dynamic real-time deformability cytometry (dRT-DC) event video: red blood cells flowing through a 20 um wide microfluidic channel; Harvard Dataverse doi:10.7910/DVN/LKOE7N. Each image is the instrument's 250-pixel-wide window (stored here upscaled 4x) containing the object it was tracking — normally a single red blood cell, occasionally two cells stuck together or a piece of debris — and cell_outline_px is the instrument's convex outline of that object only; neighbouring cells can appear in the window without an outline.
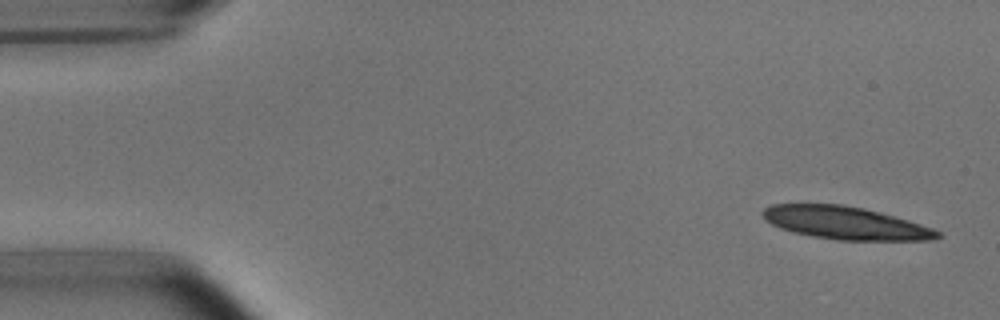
{"species": "common noctule bat (a hibernating species)", "species_latin": "Nyctalus noctula", "temperature_condition": "room temperature", "stored_images_in_passage": 5, "camera_frame_rate_fps": 3000, "um_per_image_px": 0.085, "animal": {"sex": "male", "body_mass_g": 15.6}, "frame": {"image": 1, "passage_image": 1, "time_ms": 0.0, "image_size_px": [1000, 320], "cell_outline_px": [[944, 236], [932, 240], [836, 240], [812, 236], [780, 228], [764, 220], [760, 212], [764, 208], [772, 204], [840, 204], [864, 208], [880, 212], [908, 220], [932, 228], [940, 232]], "centroid_in_image_um": [71.85, 18.95], "position_along_channel_um": 13.1, "area_um2": 33.35}}